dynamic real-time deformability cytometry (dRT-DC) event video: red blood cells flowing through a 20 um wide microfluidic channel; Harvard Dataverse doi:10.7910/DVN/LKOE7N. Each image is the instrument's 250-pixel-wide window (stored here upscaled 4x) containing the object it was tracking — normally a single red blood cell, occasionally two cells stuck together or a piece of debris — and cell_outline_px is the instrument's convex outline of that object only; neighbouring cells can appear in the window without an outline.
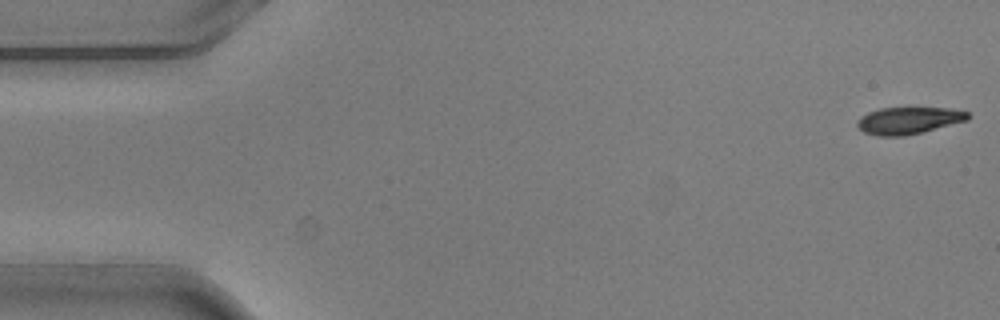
{"species": "common noctule bat (a hibernating species)", "species_latin": "Nyctalus noctula", "temperature_condition": "warm", "stored_images_in_passage": 2, "camera_frame_rate_fps": 3000, "um_per_image_px": 0.085, "animal": {"sex": "male", "body_mass_g": 20.5, "forearm_length_mm": 52.5}, "frame": {"image": 1, "passage_image": 1, "time_ms": 0.0, "image_size_px": [1000, 320], "cell_outline_px": [[968, 120], [904, 136], [876, 136], [864, 132], [856, 124], [856, 120], [860, 116], [868, 112], [880, 108], [952, 108], [968, 112]], "centroid_in_image_um": [77.18, 10.24], "position_along_channel_um": 7.8, "area_um2": 17.28}}